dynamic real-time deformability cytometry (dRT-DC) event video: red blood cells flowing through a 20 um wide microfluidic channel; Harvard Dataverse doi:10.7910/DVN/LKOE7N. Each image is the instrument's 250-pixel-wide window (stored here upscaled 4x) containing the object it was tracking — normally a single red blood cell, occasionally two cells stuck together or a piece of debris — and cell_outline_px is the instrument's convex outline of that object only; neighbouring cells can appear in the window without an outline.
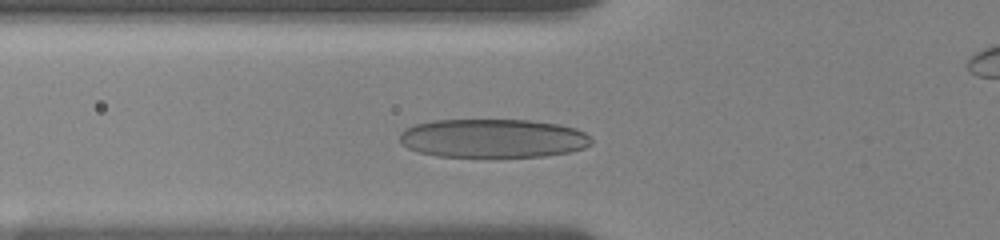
{"species": "human", "species_latin": "Homo sapiens", "temperature_condition": "room temperature", "stored_images_in_passage": 49, "camera_frame_rate_fps": 3000, "um_per_image_px": 0.085, "donor": {"sex": "female"}, "frame": {"image": 1, "passage_image": 17, "time_ms": 3.333, "image_size_px": [1000, 240], "cell_outline_px": [[592, 144], [584, 148], [568, 152], [544, 156], [440, 156], [420, 152], [408, 148], [400, 144], [400, 132], [404, 128], [416, 124], [432, 120], [528, 120], [560, 124], [576, 128], [592, 136]], "centroid_in_image_um": [41.92, 11.74], "position_along_channel_um": 83.9, "area_um2": 43.35}}
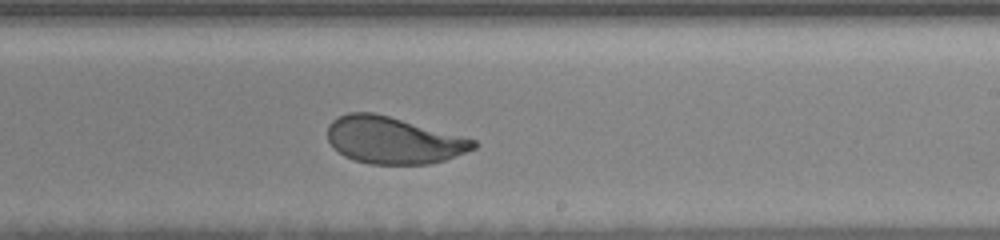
{"frame": {"image": 2, "passage_image": 31, "time_ms": 8.0, "image_size_px": [1000, 240], "cell_outline_px": [[480, 144], [476, 148], [444, 160], [428, 164], [368, 164], [352, 160], [344, 156], [332, 148], [328, 140], [328, 124], [332, 120], [348, 112], [372, 112], [388, 116], [476, 140]], "centroid_in_image_um": [33.39, 11.93], "position_along_channel_um": 255.6, "area_um2": 39.82}}
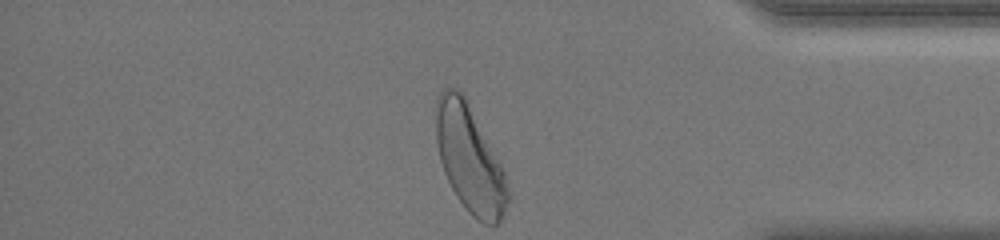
{"frame": {"image": 3, "passage_image": 49, "time_ms": 12.333, "image_size_px": [1000, 240], "cell_outline_px": [[512, 196], [500, 224], [484, 224], [472, 216], [468, 212], [456, 196], [444, 172], [440, 160], [436, 144], [436, 100], [440, 92], [444, 88], [456, 88], [464, 96], [504, 168]], "centroid_in_image_um": [39.96, 13.56], "position_along_channel_um": 395.2, "area_um2": 45.2}, "authors_computed_cell_mechanics": {"area_um2": 41.0958, "velocity_mm_per_s": 3.6565, "shape_relaxation_time_tau1_ms": 2.5118, "shape_relaxation_time_tau2_ms": null, "deformation_change_tau1": 0.1554, "deformation_change_tau2": null}}